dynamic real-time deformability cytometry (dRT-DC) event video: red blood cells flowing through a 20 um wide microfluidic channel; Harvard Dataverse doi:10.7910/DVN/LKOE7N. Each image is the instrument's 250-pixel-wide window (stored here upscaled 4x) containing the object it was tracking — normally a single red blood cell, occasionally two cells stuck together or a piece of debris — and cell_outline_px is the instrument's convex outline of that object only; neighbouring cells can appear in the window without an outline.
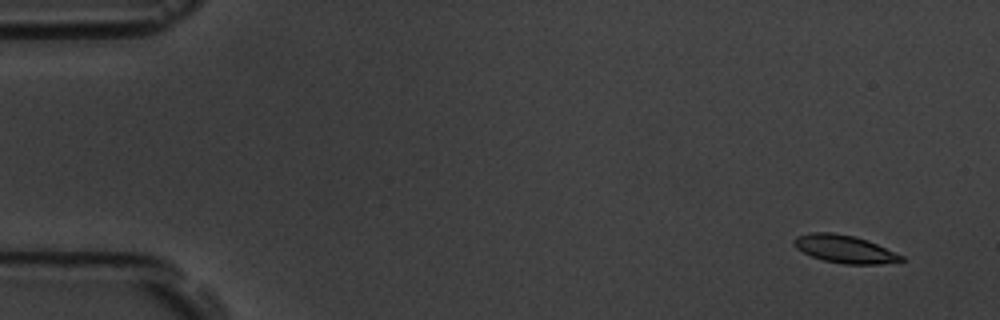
{"species": "common noctule bat (a hibernating species)", "species_latin": "Nyctalus noctula", "temperature_condition": "room temperature", "stored_images_in_passage": 6, "camera_frame_rate_fps": 3000, "um_per_image_px": 0.085, "animal": {"sex": "male", "body_mass_g": 19.5, "forearm_length_mm": 54.6}, "frame": {"image": 1, "passage_image": 1, "time_ms": 0.0, "image_size_px": [1000, 320], "cell_outline_px": [[904, 260], [880, 264], [844, 264], [824, 260], [812, 256], [796, 248], [792, 244], [792, 240], [796, 236], [812, 232], [832, 232], [856, 236], [868, 240], [904, 256]], "centroid_in_image_um": [71.77, 21.15], "position_along_channel_um": 13.2, "area_um2": 17.4}}
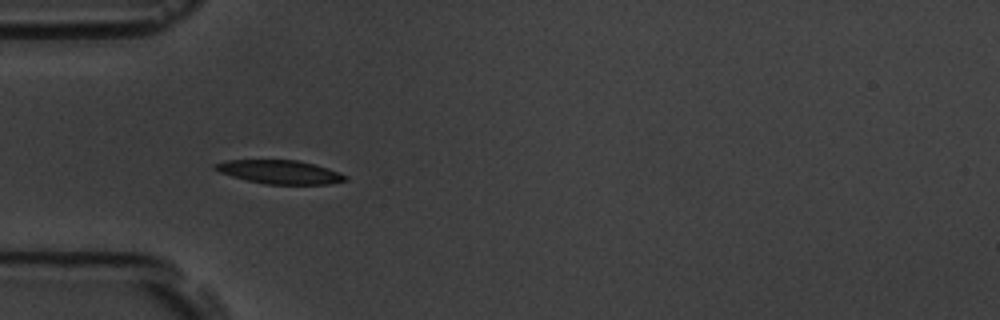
{"frame": {"image": 2, "passage_image": 5, "time_ms": 4.667, "image_size_px": [1000, 320], "cell_outline_px": [[348, 180], [332, 184], [264, 184], [232, 176], [220, 172], [212, 168], [212, 164], [228, 160], [296, 160], [328, 168], [340, 172], [348, 176]], "centroid_in_image_um": [23.8, 14.62], "position_along_channel_um": 61.2, "area_um2": 17.92}}
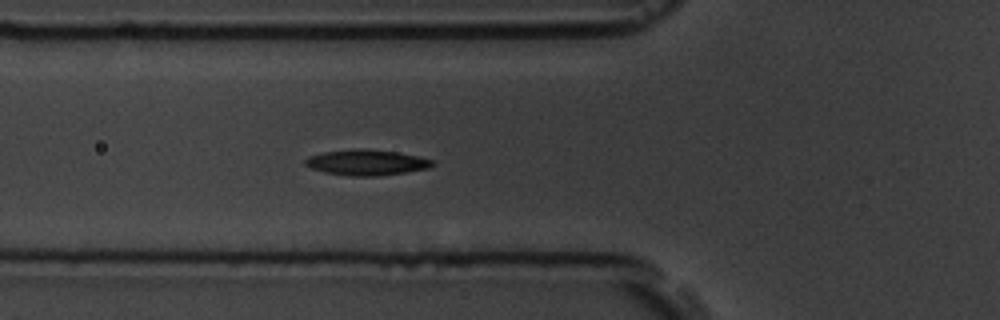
{"frame": {"image": 3, "passage_image": 6, "time_ms": 5.667, "image_size_px": [1000, 320], "cell_outline_px": [[436, 164], [428, 168], [404, 172], [376, 176], [348, 176], [324, 172], [312, 168], [304, 164], [304, 160], [308, 156], [324, 152], [356, 148], [364, 148], [396, 152], [436, 160]], "centroid_in_image_um": [31.15, 13.8], "position_along_channel_um": 94.6, "area_um2": 19.02}}